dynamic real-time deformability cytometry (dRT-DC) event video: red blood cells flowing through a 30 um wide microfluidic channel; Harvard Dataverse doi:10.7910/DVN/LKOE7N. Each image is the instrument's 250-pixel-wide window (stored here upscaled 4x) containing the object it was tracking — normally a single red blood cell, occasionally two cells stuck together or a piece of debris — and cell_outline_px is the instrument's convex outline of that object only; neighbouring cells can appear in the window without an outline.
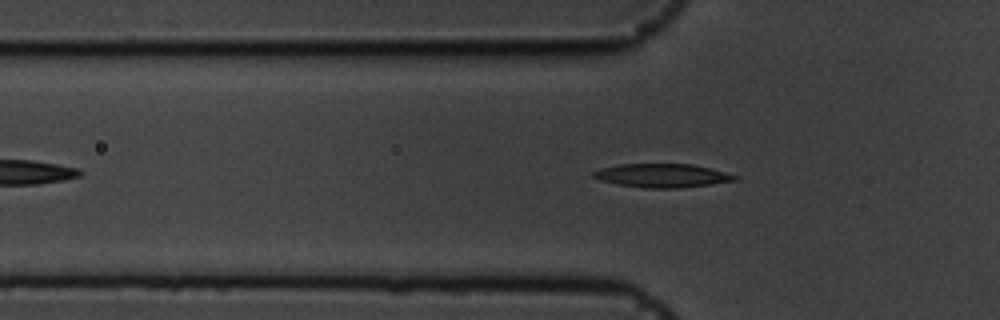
{"species": "common noctule bat (a hibernating species)", "species_latin": "Nyctalus noctula", "temperature_condition": "cold", "stored_images_in_passage": 42, "camera_frame_rate_fps": 3000, "um_per_image_px": 0.085, "animal": {"sex": "male", "body_mass_g": 19.5, "forearm_length_mm": 54.6}, "frame": {"image": 1, "passage_image": 10, "time_ms": 3.0, "image_size_px": [1000, 320], "cell_outline_px": [[740, 176], [736, 180], [712, 184], [680, 188], [644, 188], [616, 184], [600, 180], [592, 176], [592, 172], [600, 168], [620, 164], [692, 164], [712, 168]], "centroid_in_image_um": [56.3, 14.92], "position_along_channel_um": 69.5, "area_um2": 19.65}}
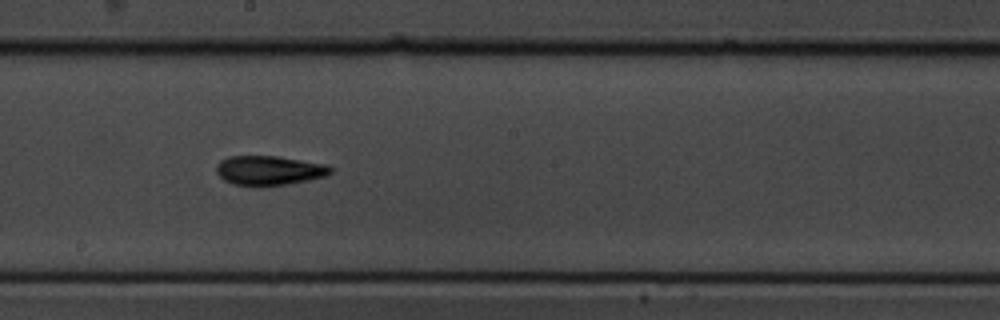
{"frame": {"image": 2, "passage_image": 23, "time_ms": 7.333, "image_size_px": [1000, 320], "cell_outline_px": [[332, 172], [324, 176], [308, 180], [288, 184], [260, 188], [256, 188], [232, 184], [224, 180], [216, 172], [216, 164], [220, 160], [228, 156], [276, 156], [324, 164], [332, 168]], "centroid_in_image_um": [22.8, 14.52], "position_along_channel_um": 225.4, "area_um2": 19.94}}
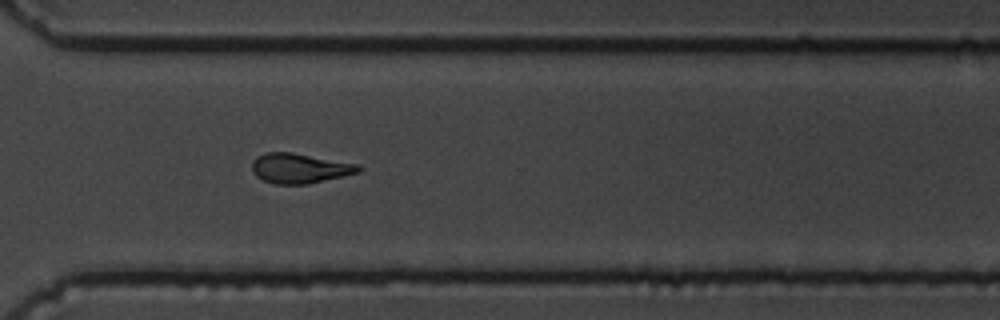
{"frame": {"image": 3, "passage_image": 33, "time_ms": 10.667, "image_size_px": [1000, 320], "cell_outline_px": [[364, 168], [360, 172], [344, 176], [308, 184], [276, 184], [264, 180], [256, 176], [252, 172], [252, 160], [256, 156], [264, 152], [292, 152], [360, 164]], "centroid_in_image_um": [25.49, 14.29], "position_along_channel_um": 345.1, "area_um2": 18.84}, "authors_computed_cell_mechanics": {"area_um2": 18.6983, "velocity_mm_per_s": 3.6021, "shape_relaxation_time_tau1_ms": 4.6823, "shape_relaxation_time_tau2_ms": 3.9336, "deformation_change_tau1": 0.1591, "deformation_change_tau2": 0.1131}}